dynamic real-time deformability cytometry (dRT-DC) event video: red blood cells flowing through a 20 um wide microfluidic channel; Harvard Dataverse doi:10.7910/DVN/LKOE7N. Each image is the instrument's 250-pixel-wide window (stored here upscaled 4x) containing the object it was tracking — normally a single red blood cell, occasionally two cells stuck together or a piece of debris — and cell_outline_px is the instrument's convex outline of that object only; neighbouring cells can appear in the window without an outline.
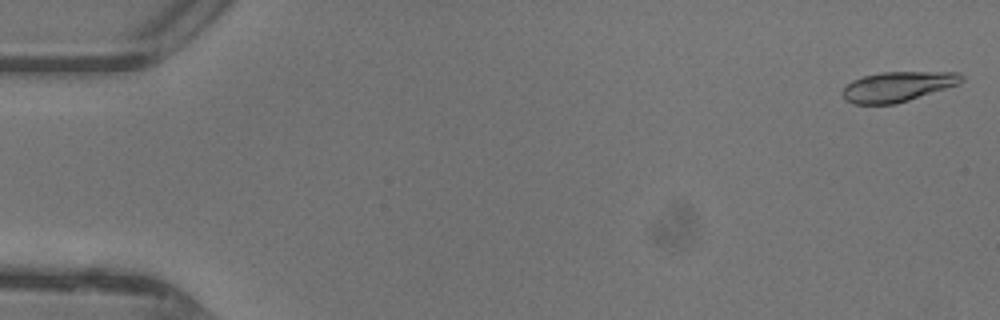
{"species": "common noctule bat (a hibernating species)", "species_latin": "Nyctalus noctula", "temperature_condition": "warm", "stored_images_in_passage": 47, "camera_frame_rate_fps": 3000, "um_per_image_px": 0.085, "animal": {"sex": "female"}, "frame": {"image": 1, "passage_image": 1, "time_ms": 0.0, "image_size_px": [1000, 320], "cell_outline_px": [[964, 80], [960, 84], [896, 104], [852, 104], [844, 100], [840, 92], [852, 80], [864, 76], [880, 72], [956, 72], [964, 76]], "centroid_in_image_um": [76.29, 7.36], "position_along_channel_um": 8.7, "area_um2": 20.98}}
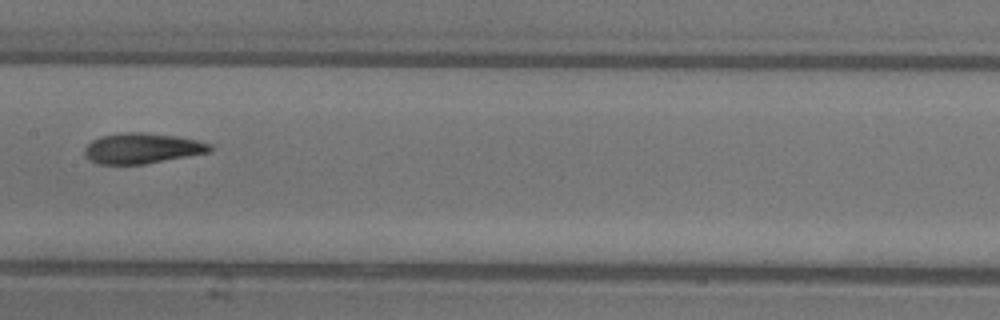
{"frame": {"image": 2, "passage_image": 24, "time_ms": 7.667, "image_size_px": [1000, 320], "cell_outline_px": [[212, 148], [208, 152], [144, 164], [100, 164], [88, 160], [84, 156], [84, 148], [92, 140], [100, 136], [124, 132], [144, 132], [176, 136], [196, 140], [212, 144]], "centroid_in_image_um": [12.02, 12.6], "position_along_channel_um": 195.4, "area_um2": 22.2}}
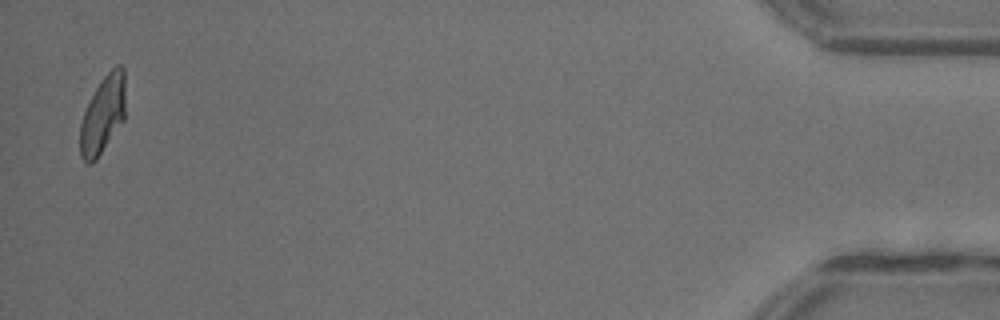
{"frame": {"image": 3, "passage_image": 46, "time_ms": 15.0, "image_size_px": [1000, 320], "cell_outline_px": [[124, 120], [96, 160], [92, 164], [88, 164], [80, 156], [80, 124], [84, 112], [100, 80], [116, 64], [120, 64], [124, 68]], "centroid_in_image_um": [8.74, 9.76], "position_along_channel_um": 426.5, "area_um2": 20.4}, "authors_computed_cell_mechanics": {"area_um2": 21.675, "velocity_mm_per_s": 4.4127, "shape_relaxation_time_tau1_ms": 4.7985, "shape_relaxation_time_tau2_ms": 1.5573, "deformation_change_tau1": 0.1869, "deformation_change_tau2": 0.0803}}